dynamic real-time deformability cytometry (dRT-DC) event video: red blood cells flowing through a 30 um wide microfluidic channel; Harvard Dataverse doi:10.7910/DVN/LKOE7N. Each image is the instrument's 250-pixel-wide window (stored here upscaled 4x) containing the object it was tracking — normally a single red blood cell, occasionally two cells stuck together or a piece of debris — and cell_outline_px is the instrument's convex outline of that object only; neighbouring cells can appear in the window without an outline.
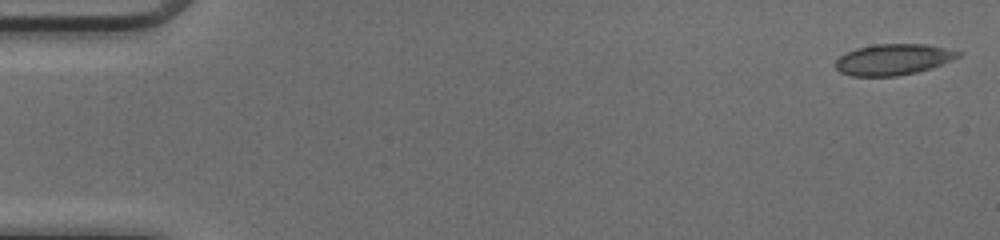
{"species": "common noctule bat (a hibernating species)", "species_latin": "Nyctalus noctula", "temperature_condition": "cold", "stored_images_in_passage": 50, "camera_frame_rate_fps": 3000, "um_per_image_px": 0.085, "animal": {"sex": "female", "body_mass_g": 17.0, "forearm_length_mm": 48.0}, "frame": {"image": 1, "passage_image": 1, "time_ms": 0.0, "image_size_px": [1000, 240], "cell_outline_px": [[964, 52], [960, 56], [952, 60], [932, 68], [916, 72], [896, 76], [852, 76], [840, 72], [836, 68], [836, 60], [840, 56], [856, 48], [876, 44], [928, 44]], "centroid_in_image_um": [75.96, 5.05], "position_along_channel_um": 9.0, "area_um2": 22.2}}
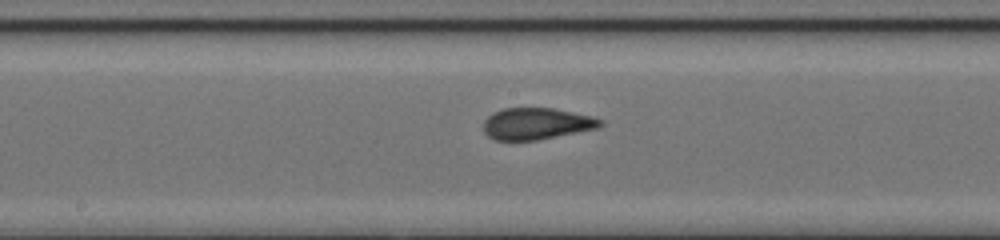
{"frame": {"image": 2, "passage_image": 26, "time_ms": 8.333, "image_size_px": [1000, 240], "cell_outline_px": [[604, 124], [600, 128], [536, 140], [492, 140], [484, 132], [484, 120], [492, 112], [504, 108], [552, 108], [592, 116], [604, 120]], "centroid_in_image_um": [45.62, 10.51], "position_along_channel_um": 202.6, "area_um2": 21.68}}
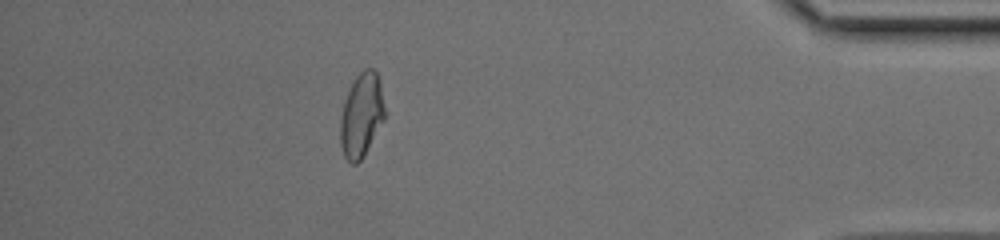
{"frame": {"image": 3, "passage_image": 44, "time_ms": 14.333, "image_size_px": [1000, 240], "cell_outline_px": [[384, 120], [364, 156], [356, 164], [352, 164], [344, 156], [340, 144], [340, 120], [344, 100], [356, 76], [364, 68], [372, 68], [376, 72], [380, 80], [384, 108]], "centroid_in_image_um": [30.72, 9.8], "position_along_channel_um": 404.5, "area_um2": 21.68}, "authors_computed_cell_mechanics": {"area_um2": 22.1374, "velocity_mm_per_s": 4.1394, "shape_relaxation_time_tau1_ms": null, "shape_relaxation_time_tau2_ms": 0.8493, "deformation_change_tau1": null, "deformation_change_tau2": 0.0647}}